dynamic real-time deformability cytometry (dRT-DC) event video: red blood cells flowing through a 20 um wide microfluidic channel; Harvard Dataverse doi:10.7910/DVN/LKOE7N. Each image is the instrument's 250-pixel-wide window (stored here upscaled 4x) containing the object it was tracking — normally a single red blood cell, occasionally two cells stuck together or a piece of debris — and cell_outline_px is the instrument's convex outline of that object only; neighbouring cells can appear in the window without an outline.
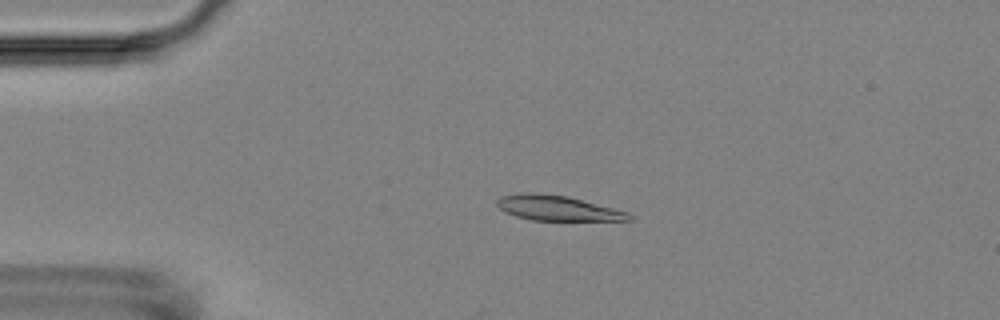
{"species": "Egyptian fruit bat (a non-hibernating species)", "species_latin": "Rousettus aegyptiacus", "temperature_condition": "room temperature", "stored_images_in_passage": 4, "camera_frame_rate_fps": 3000, "um_per_image_px": 0.085, "animal": {"sex": "female"}, "frame": {"image": 1, "passage_image": 3, "time_ms": 3.333, "image_size_px": [1000, 320], "cell_outline_px": [[632, 220], [532, 220], [516, 216], [504, 212], [496, 204], [496, 200], [500, 196], [524, 192], [536, 192], [568, 196], [628, 212], [632, 216]], "centroid_in_image_um": [47.34, 17.67], "position_along_channel_um": 37.7, "area_um2": 19.25}}